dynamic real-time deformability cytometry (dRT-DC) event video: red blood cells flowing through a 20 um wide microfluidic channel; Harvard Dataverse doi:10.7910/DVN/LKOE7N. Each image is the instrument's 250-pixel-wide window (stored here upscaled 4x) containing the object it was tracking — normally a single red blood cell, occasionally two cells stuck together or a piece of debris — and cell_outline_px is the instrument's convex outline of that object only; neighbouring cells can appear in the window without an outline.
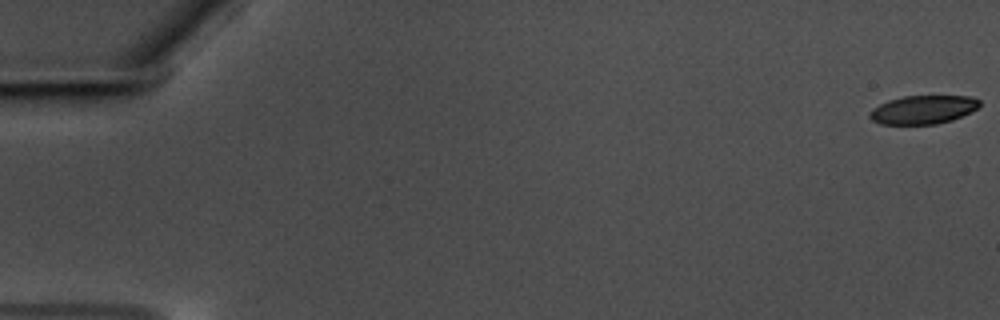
{"species": "common noctule bat (a hibernating species)", "species_latin": "Nyctalus noctula", "temperature_condition": "warm", "stored_images_in_passage": 14, "camera_frame_rate_fps": 3000, "um_per_image_px": 0.085, "animal": {"sex": "male", "body_mass_g": 17.5, "forearm_length_mm": 52.3}, "frame": {"image": 1, "passage_image": 1, "time_ms": 0.0, "image_size_px": [1000, 320], "cell_outline_px": [[980, 104], [972, 112], [952, 120], [936, 124], [880, 124], [872, 120], [868, 116], [868, 112], [872, 108], [888, 100], [904, 96], [972, 96], [980, 100]], "centroid_in_image_um": [78.45, 9.32], "position_along_channel_um": 6.6, "area_um2": 18.38}}